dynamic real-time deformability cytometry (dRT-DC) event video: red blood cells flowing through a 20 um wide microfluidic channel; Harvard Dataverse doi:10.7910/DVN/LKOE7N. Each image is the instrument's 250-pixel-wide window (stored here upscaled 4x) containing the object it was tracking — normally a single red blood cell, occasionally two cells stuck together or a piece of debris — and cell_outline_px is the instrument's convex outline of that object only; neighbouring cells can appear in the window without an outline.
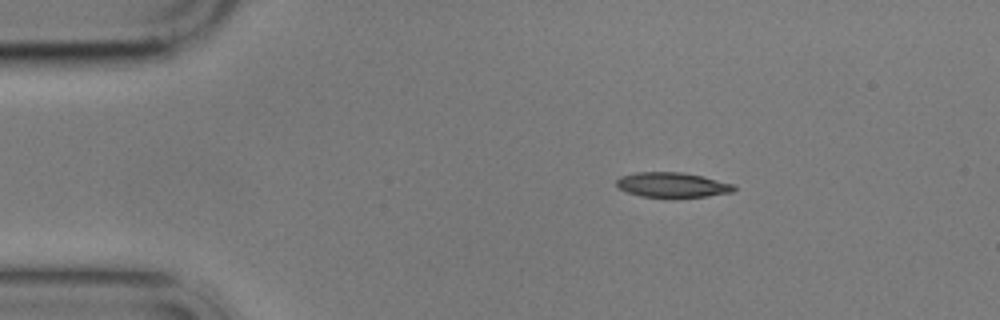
{"species": "common noctule bat (a hibernating species)", "species_latin": "Nyctalus noctula", "temperature_condition": "cold", "stored_images_in_passage": 5, "camera_frame_rate_fps": 3000, "um_per_image_px": 0.085, "animal": {"sex": "male", "body_mass_g": 17.9}, "frame": {"image": 1, "passage_image": 1, "time_ms": 0.0, "image_size_px": [1000, 320], "cell_outline_px": [[736, 188], [732, 192], [708, 196], [640, 196], [616, 188], [616, 180], [620, 176], [636, 172], [680, 172], [700, 176], [732, 184]], "centroid_in_image_um": [57.07, 15.7], "position_along_channel_um": 27.9, "area_um2": 16.65}}
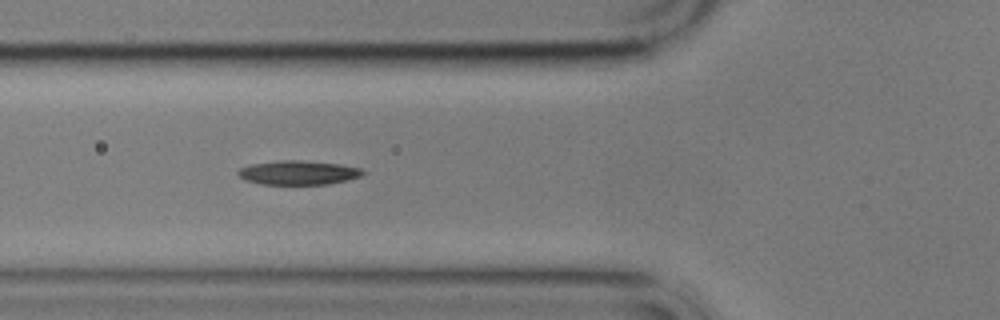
{"frame": {"image": 2, "passage_image": 4, "time_ms": 3.667, "image_size_px": [1000, 320], "cell_outline_px": [[364, 172], [360, 176], [348, 180], [328, 184], [260, 184], [244, 180], [236, 172], [240, 168], [248, 164], [280, 160], [300, 160], [340, 164], [360, 168]], "centroid_in_image_um": [25.31, 14.67], "position_along_channel_um": 100.5, "area_um2": 17.57}}
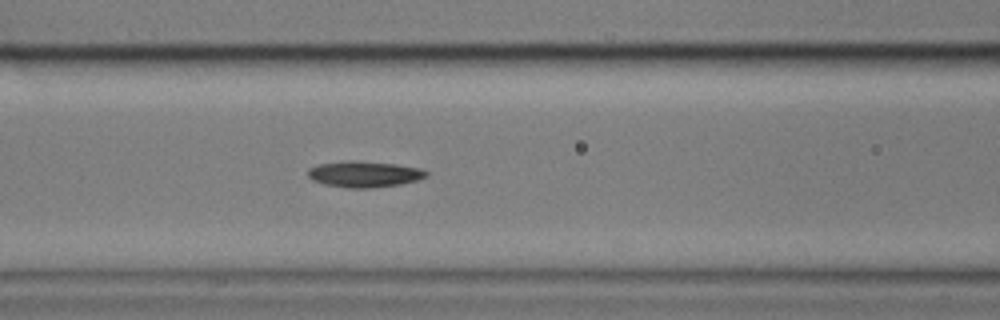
{"frame": {"image": 3, "passage_image": 5, "time_ms": 4.667, "image_size_px": [1000, 320], "cell_outline_px": [[428, 176], [416, 180], [400, 184], [368, 188], [348, 188], [324, 184], [312, 180], [308, 176], [308, 168], [316, 164], [348, 160], [356, 160], [396, 164], [420, 168], [428, 172]], "centroid_in_image_um": [30.93, 14.79], "position_along_channel_um": 135.7, "area_um2": 18.09}}